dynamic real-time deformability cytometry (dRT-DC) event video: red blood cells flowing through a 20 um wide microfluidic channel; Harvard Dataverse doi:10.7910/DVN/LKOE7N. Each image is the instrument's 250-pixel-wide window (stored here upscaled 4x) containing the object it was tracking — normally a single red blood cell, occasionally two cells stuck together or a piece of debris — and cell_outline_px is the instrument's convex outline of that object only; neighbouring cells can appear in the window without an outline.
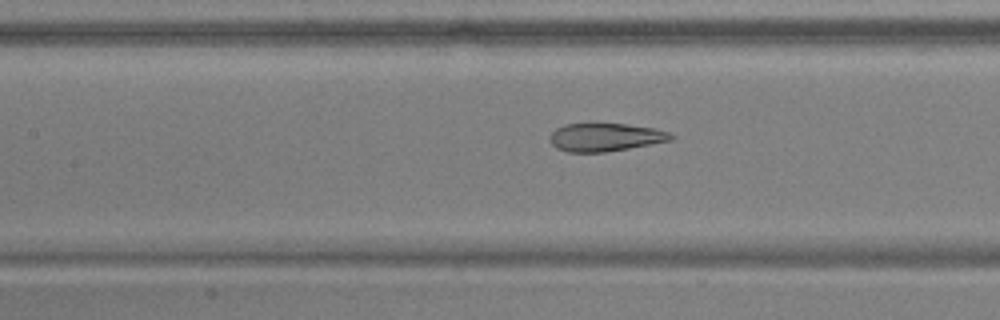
{"species": "common noctule bat (a hibernating species)", "species_latin": "Nyctalus noctula", "temperature_condition": "warm", "stored_images_in_passage": 53, "camera_frame_rate_fps": 3000, "um_per_image_px": 0.085, "animal": {"sex": "male", "body_mass_g": 17.9, "forearm_length_mm": 54.2}, "frame": {"image": 1, "passage_image": 24, "time_ms": 7.667, "image_size_px": [1000, 320], "cell_outline_px": [[676, 136], [672, 140], [628, 148], [604, 152], [568, 152], [556, 148], [548, 140], [548, 136], [556, 128], [564, 124], [592, 120], [596, 120], [628, 124], [652, 128], [668, 132]], "centroid_in_image_um": [51.37, 11.6], "position_along_channel_um": 156.0, "area_um2": 20.75}}
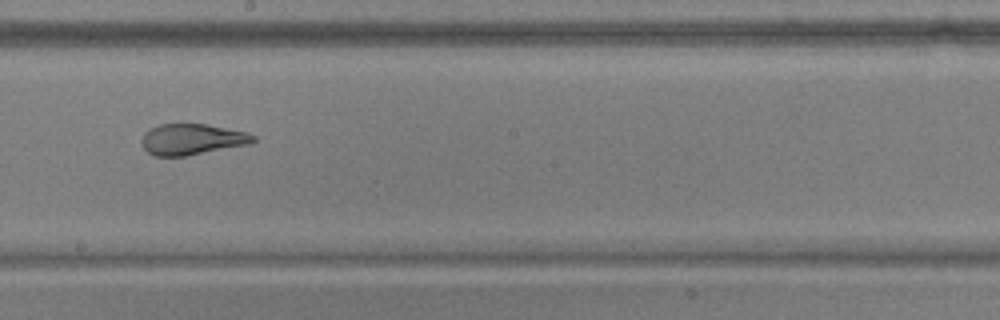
{"frame": {"image": 2, "passage_image": 30, "time_ms": 9.667, "image_size_px": [1000, 320], "cell_outline_px": [[256, 140], [252, 144], [184, 156], [156, 156], [148, 152], [144, 148], [140, 140], [144, 132], [160, 124], [208, 124], [244, 132], [256, 136]], "centroid_in_image_um": [16.32, 11.84], "position_along_channel_um": 231.9, "area_um2": 20.11}}
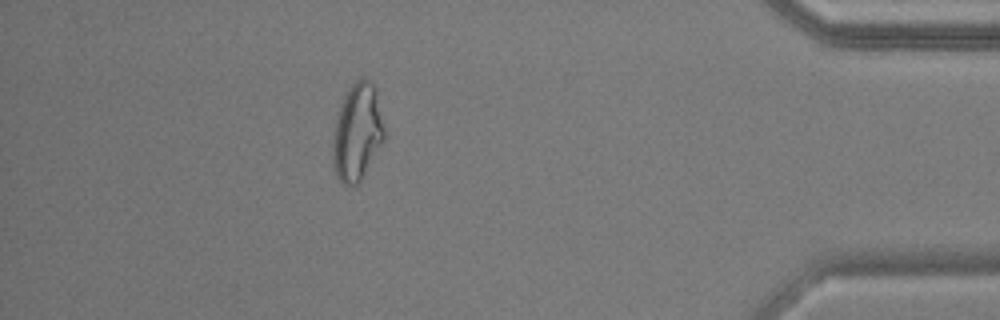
{"frame": {"image": 3, "passage_image": 47, "time_ms": 15.333, "image_size_px": [1000, 320], "cell_outline_px": [[384, 140], [360, 184], [344, 184], [336, 176], [332, 160], [332, 148], [336, 120], [340, 104], [348, 88], [360, 76], [364, 76], [376, 88], [384, 128]], "centroid_in_image_um": [30.37, 11.24], "position_along_channel_um": 404.8, "area_um2": 29.3}, "authors_computed_cell_mechanics": {"area_um2": 24.6806, "velocity_mm_per_s": 3.8135, "shape_relaxation_time_tau1_ms": null, "shape_relaxation_time_tau2_ms": 1.1736, "deformation_change_tau1": null, "deformation_change_tau2": 0.0799}}